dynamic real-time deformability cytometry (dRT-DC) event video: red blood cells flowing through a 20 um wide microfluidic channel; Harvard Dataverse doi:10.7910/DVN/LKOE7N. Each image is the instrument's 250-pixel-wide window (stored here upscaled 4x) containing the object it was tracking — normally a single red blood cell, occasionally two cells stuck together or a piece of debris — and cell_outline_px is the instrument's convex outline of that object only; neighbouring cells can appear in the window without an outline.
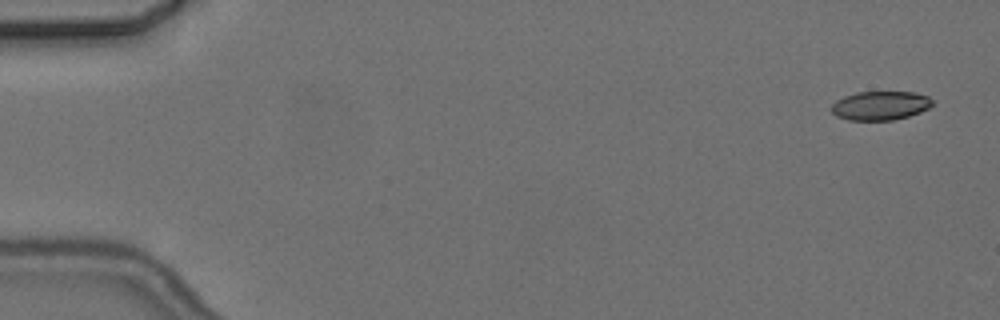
{"species": "common noctule bat (a hibernating species)", "species_latin": "Nyctalus noctula", "temperature_condition": "cold", "stored_images_in_passage": 2, "camera_frame_rate_fps": 3000, "um_per_image_px": 0.085, "animal": {"sex": "female", "body_mass_g": 24.6, "forearm_length_mm": 56.2}, "frame": {"image": 1, "passage_image": 1, "time_ms": 0.0, "image_size_px": [1000, 320], "cell_outline_px": [[936, 104], [920, 112], [908, 116], [892, 120], [848, 120], [836, 116], [828, 108], [836, 100], [844, 96], [856, 92], [912, 92], [928, 96]], "centroid_in_image_um": [74.8, 8.97], "position_along_channel_um": 10.2, "area_um2": 17.17}}